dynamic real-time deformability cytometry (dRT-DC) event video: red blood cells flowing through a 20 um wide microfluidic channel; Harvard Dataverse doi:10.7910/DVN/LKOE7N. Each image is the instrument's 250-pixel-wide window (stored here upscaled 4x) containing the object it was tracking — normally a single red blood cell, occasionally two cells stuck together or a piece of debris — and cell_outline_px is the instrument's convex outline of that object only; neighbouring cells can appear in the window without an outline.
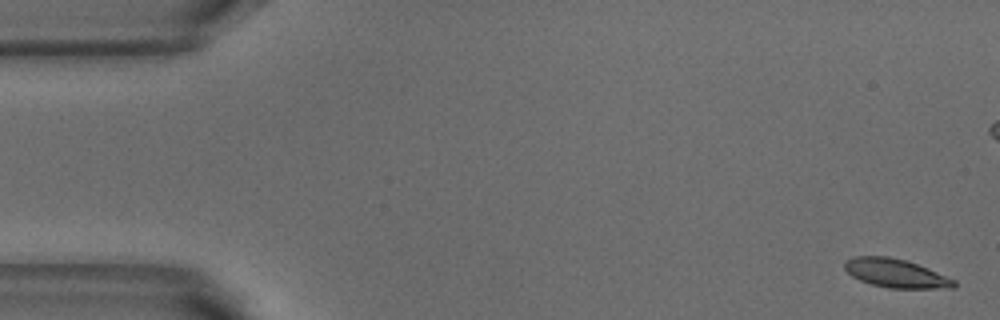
{"species": "common noctule bat (a hibernating species)", "species_latin": "Nyctalus noctula", "temperature_condition": "warm", "stored_images_in_passage": 9, "camera_frame_rate_fps": 3000, "um_per_image_px": 0.085, "animal": {"sex": "male", "body_mass_g": 18.8}, "frame": {"image": 1, "passage_image": 1, "time_ms": 0.0, "image_size_px": [1000, 320], "cell_outline_px": [[956, 288], [888, 288], [872, 284], [860, 280], [852, 276], [844, 268], [844, 264], [852, 256], [888, 256], [908, 260], [928, 268], [956, 280]], "centroid_in_image_um": [76.17, 23.22], "position_along_channel_um": 8.8, "area_um2": 18.32}}